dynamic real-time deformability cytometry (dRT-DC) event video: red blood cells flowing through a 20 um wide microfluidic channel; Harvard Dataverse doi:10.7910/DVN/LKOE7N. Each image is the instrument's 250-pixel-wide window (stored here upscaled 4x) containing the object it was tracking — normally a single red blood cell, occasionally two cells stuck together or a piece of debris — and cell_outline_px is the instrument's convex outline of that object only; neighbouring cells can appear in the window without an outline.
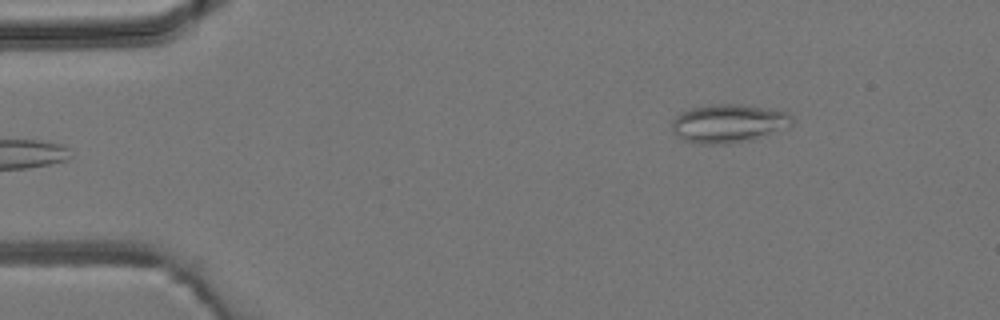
{"species": "common noctule bat (a hibernating species)", "species_latin": "Nyctalus noctula", "temperature_condition": "room temperature", "stored_images_in_passage": 4, "camera_frame_rate_fps": 3000, "um_per_image_px": 0.085, "animal": {"sex": "male", "body_mass_g": 19.2, "forearm_length_mm": 51.8}, "frame": {"image": 1, "passage_image": 4, "time_ms": 3.667, "image_size_px": [1000, 320], "cell_outline_px": [[792, 124], [752, 140], [724, 144], [700, 144], [684, 140], [672, 132], [672, 120], [680, 112], [692, 108], [712, 104], [744, 104], [768, 108], [788, 112], [792, 116]], "centroid_in_image_um": [61.89, 10.48], "position_along_channel_um": 23.1, "area_um2": 26.88}}